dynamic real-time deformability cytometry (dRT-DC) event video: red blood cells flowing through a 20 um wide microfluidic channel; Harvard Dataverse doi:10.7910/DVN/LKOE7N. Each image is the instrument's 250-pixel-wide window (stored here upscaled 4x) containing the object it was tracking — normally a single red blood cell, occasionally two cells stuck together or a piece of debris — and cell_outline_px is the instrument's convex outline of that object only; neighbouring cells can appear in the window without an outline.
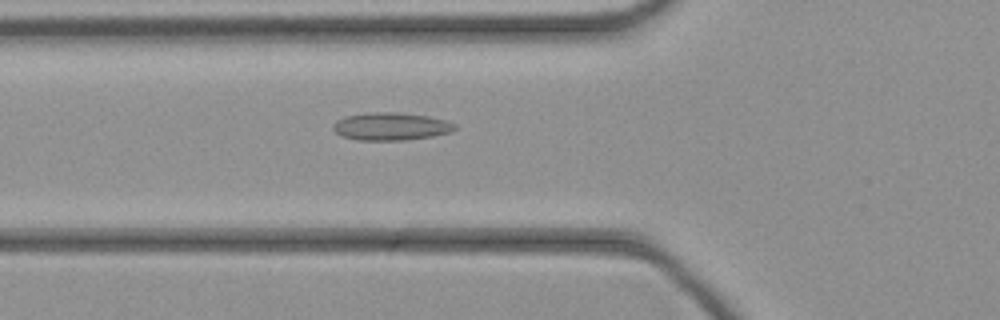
{"species": "common noctule bat (a hibernating species)", "species_latin": "Nyctalus noctula", "temperature_condition": "cold", "stored_images_in_passage": 35, "camera_frame_rate_fps": 3000, "um_per_image_px": 0.085, "animal": {"sex": "female", "body_mass_g": 21.9}, "frame": {"image": 1, "passage_image": 6, "time_ms": 1.667, "image_size_px": [1000, 320], "cell_outline_px": [[456, 128], [452, 132], [432, 136], [404, 140], [356, 140], [344, 136], [336, 132], [332, 128], [332, 124], [336, 120], [344, 116], [368, 112], [400, 112], [428, 116], [448, 120], [456, 124]], "centroid_in_image_um": [33.24, 10.73], "position_along_channel_um": 92.6, "area_um2": 19.88}}
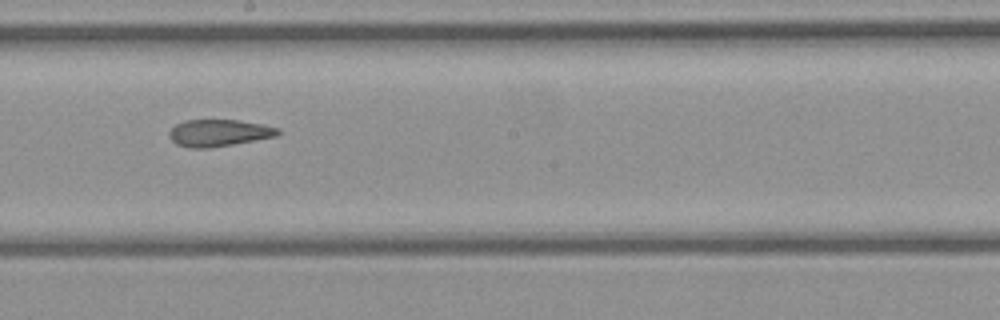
{"frame": {"image": 2, "passage_image": 15, "time_ms": 4.667, "image_size_px": [1000, 320], "cell_outline_px": [[280, 132], [276, 136], [232, 144], [208, 148], [188, 148], [176, 144], [168, 136], [168, 132], [176, 124], [184, 120], [240, 120], [264, 124], [280, 128]], "centroid_in_image_um": [18.59, 11.29], "position_along_channel_um": 229.6, "area_um2": 17.11}}
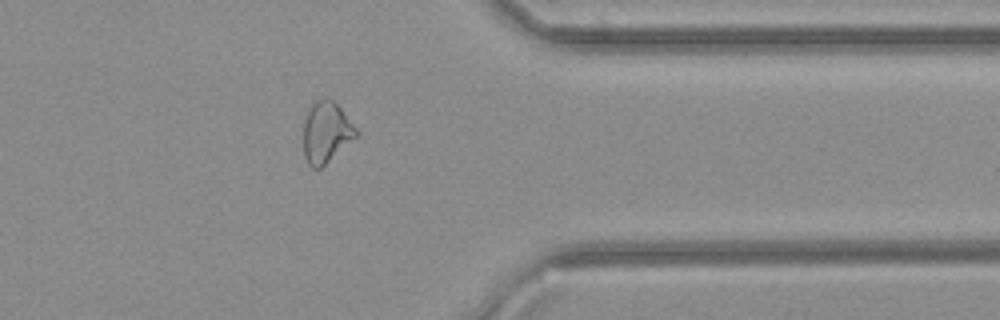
{"frame": {"image": 3, "passage_image": 26, "time_ms": 8.333, "image_size_px": [1000, 320], "cell_outline_px": [[360, 132], [356, 136], [320, 168], [312, 168], [308, 164], [304, 156], [304, 120], [312, 100], [332, 100], [340, 108]], "centroid_in_image_um": [27.7, 11.23], "position_along_channel_um": 383.7, "area_um2": 18.38}}